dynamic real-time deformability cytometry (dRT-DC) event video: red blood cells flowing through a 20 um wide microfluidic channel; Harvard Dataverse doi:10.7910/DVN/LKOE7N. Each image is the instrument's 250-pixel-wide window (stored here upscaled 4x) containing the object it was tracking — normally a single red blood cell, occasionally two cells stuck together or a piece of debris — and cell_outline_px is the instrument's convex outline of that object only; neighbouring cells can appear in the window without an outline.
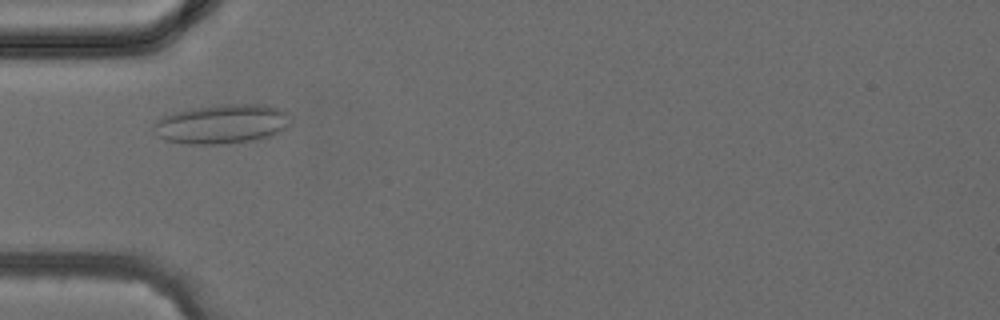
{"species": "common noctule bat (a hibernating species)", "species_latin": "Nyctalus noctula", "temperature_condition": "cold", "stored_images_in_passage": 34, "camera_frame_rate_fps": 3000, "um_per_image_px": 0.085, "animal": {"sex": "female", "body_mass_g": 24.6, "forearm_length_mm": 56.2}, "frame": {"image": 1, "passage_image": 8, "time_ms": 2.333, "image_size_px": [1000, 320], "cell_outline_px": [[292, 124], [280, 132], [272, 136], [252, 140], [224, 144], [184, 144], [164, 140], [156, 136], [152, 132], [152, 124], [160, 116], [172, 112], [216, 104], [264, 104], [284, 108], [292, 116]], "centroid_in_image_um": [18.87, 10.53], "position_along_channel_um": 66.1, "area_um2": 32.48}}
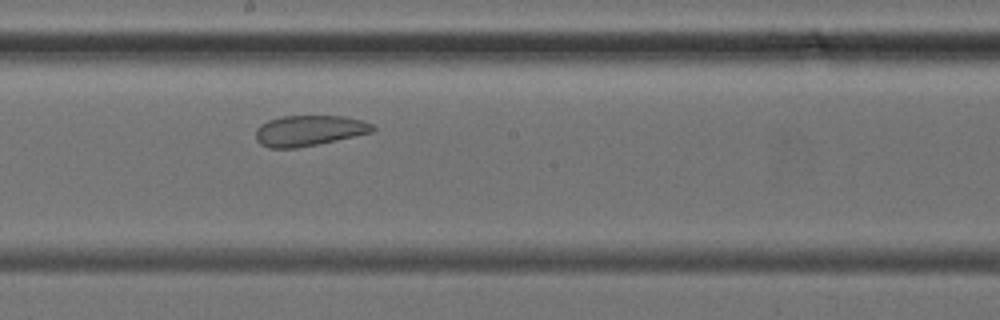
{"frame": {"image": 2, "passage_image": 17, "time_ms": 5.333, "image_size_px": [1000, 320], "cell_outline_px": [[376, 128], [372, 132], [336, 140], [296, 148], [268, 148], [260, 144], [256, 140], [256, 128], [260, 124], [268, 120], [284, 116], [344, 116], [360, 120], [372, 124]], "centroid_in_image_um": [26.23, 11.1], "position_along_channel_um": 222.0, "area_um2": 20.75}}
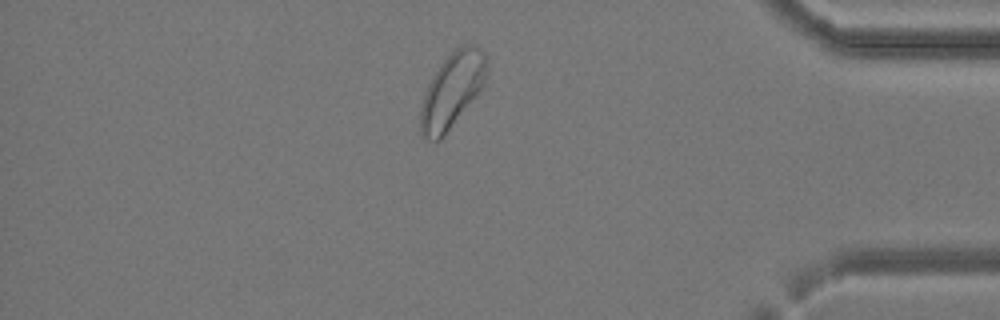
{"frame": {"image": 3, "passage_image": 29, "time_ms": 9.333, "image_size_px": [1000, 320], "cell_outline_px": [[488, 68], [484, 84], [444, 136], [440, 140], [428, 140], [420, 136], [420, 108], [428, 84], [432, 76], [440, 64], [456, 48], [464, 44], [476, 44], [484, 48], [488, 56]], "centroid_in_image_um": [38.45, 7.63], "position_along_channel_um": 396.8, "area_um2": 29.07}}